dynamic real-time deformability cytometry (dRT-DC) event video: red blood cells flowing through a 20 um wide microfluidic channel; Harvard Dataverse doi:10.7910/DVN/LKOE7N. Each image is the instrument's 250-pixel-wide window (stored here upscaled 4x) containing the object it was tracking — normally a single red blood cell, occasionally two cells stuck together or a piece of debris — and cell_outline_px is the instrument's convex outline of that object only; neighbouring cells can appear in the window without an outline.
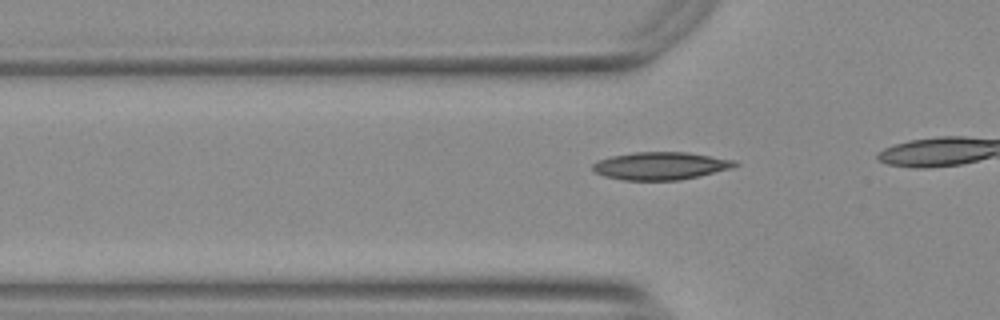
{"species": "Egyptian fruit bat (a non-hibernating species)", "species_latin": "Rousettus aegyptiacus", "temperature_condition": "warm", "stored_images_in_passage": 6, "camera_frame_rate_fps": 3000, "um_per_image_px": 0.085, "animal": {"sex": "female"}, "frame": {"image": 1, "passage_image": 3, "time_ms": 0.667, "image_size_px": [1000, 320], "cell_outline_px": [[740, 164], [732, 168], [700, 176], [680, 180], [624, 180], [604, 176], [596, 172], [592, 168], [592, 164], [600, 160], [612, 156], [636, 152], [688, 152], [736, 160]], "centroid_in_image_um": [56.2, 14.1], "position_along_channel_um": 69.6, "area_um2": 22.95}}